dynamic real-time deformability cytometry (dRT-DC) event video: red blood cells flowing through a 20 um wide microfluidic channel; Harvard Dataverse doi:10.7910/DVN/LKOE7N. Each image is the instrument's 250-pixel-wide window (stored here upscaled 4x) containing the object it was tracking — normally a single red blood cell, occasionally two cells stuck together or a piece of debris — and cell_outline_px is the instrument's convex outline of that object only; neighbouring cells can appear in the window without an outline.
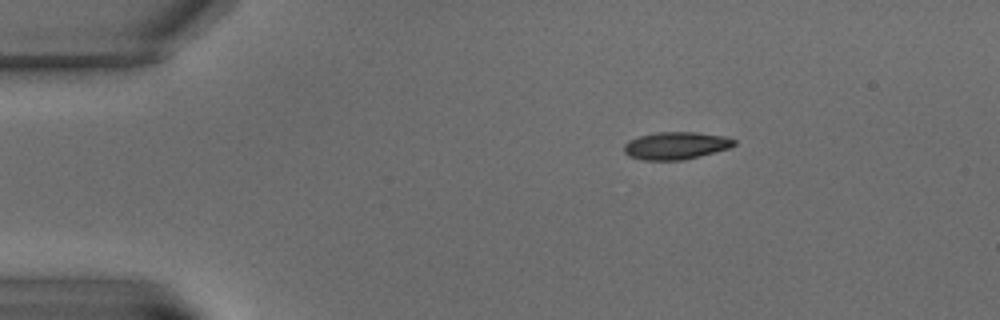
{"species": "common noctule bat (a hibernating species)", "species_latin": "Nyctalus noctula", "temperature_condition": "warm", "stored_images_in_passage": 5, "camera_frame_rate_fps": 3000, "um_per_image_px": 0.085, "animal": {"sex": "male", "body_mass_g": 15.6}, "frame": {"image": 1, "passage_image": 1, "time_ms": 0.0, "image_size_px": [1000, 320], "cell_outline_px": [[736, 144], [728, 148], [700, 156], [680, 160], [644, 160], [628, 156], [624, 152], [624, 144], [628, 140], [640, 136], [656, 132], [696, 132], [724, 136], [736, 140]], "centroid_in_image_um": [57.43, 12.37], "position_along_channel_um": 27.6, "area_um2": 17.57}}
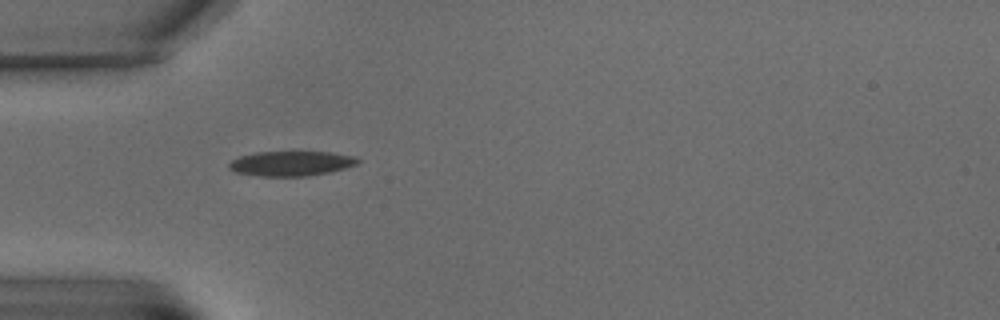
{"frame": {"image": 2, "passage_image": 4, "time_ms": 3.333, "image_size_px": [1000, 320], "cell_outline_px": [[360, 160], [356, 164], [344, 168], [328, 172], [308, 176], [260, 176], [236, 172], [228, 168], [228, 164], [232, 160], [240, 156], [256, 152], [292, 148], [332, 152], [356, 156]], "centroid_in_image_um": [24.76, 13.83], "position_along_channel_um": 60.2, "area_um2": 19.65}}